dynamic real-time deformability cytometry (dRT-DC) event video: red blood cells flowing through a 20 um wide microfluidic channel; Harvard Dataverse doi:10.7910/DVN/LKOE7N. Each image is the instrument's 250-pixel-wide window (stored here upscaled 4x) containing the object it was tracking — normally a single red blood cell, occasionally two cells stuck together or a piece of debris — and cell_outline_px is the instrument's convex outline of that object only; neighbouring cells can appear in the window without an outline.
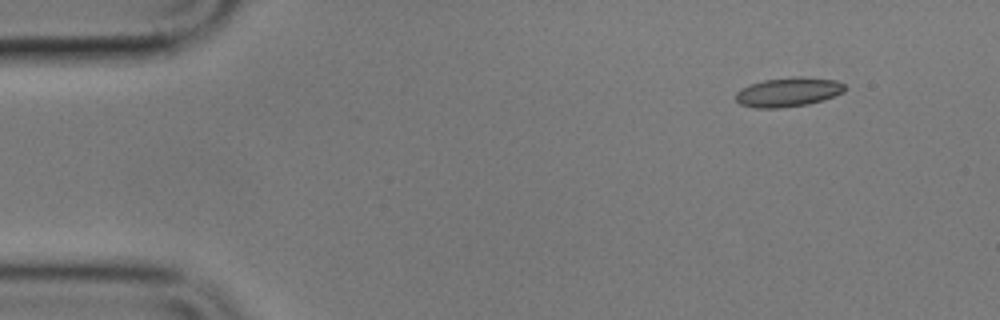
{"species": "common noctule bat (a hibernating species)", "species_latin": "Nyctalus noctula", "temperature_condition": "cold", "stored_images_in_passage": 3, "camera_frame_rate_fps": 3000, "um_per_image_px": 0.085, "animal": {"sex": "male", "body_mass_g": 17.9}, "frame": {"image": 1, "passage_image": 1, "time_ms": 0.0, "image_size_px": [1000, 320], "cell_outline_px": [[844, 92], [824, 100], [808, 104], [776, 108], [756, 108], [740, 104], [736, 100], [736, 92], [740, 88], [764, 80], [792, 76], [800, 76], [836, 80], [844, 84]], "centroid_in_image_um": [67.0, 7.82], "position_along_channel_um": 18.0, "area_um2": 18.61}}